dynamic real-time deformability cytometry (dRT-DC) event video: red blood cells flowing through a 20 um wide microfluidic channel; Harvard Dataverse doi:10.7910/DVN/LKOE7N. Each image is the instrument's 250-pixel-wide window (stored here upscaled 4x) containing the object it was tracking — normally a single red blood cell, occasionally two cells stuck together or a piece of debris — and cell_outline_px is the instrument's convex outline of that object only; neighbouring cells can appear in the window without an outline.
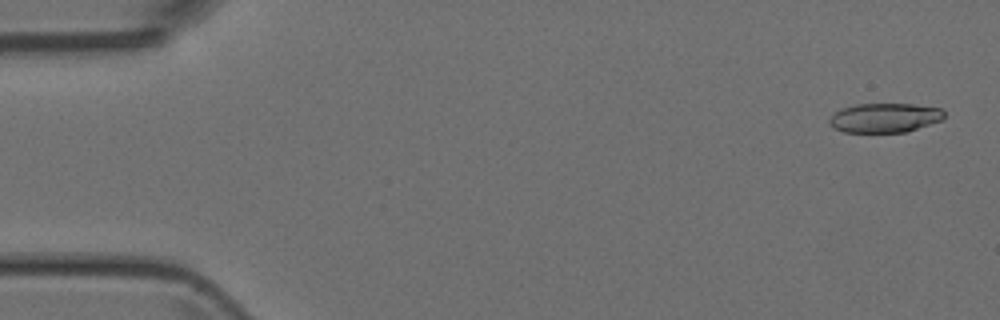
{"species": "Egyptian fruit bat (a non-hibernating species)", "species_latin": "Rousettus aegyptiacus", "temperature_condition": "room temperature", "stored_images_in_passage": 5, "camera_frame_rate_fps": 3000, "um_per_image_px": 0.085, "animal": {"sex": "female"}, "frame": {"image": 1, "passage_image": 1, "time_ms": 0.0, "image_size_px": [1000, 320], "cell_outline_px": [[944, 116], [940, 120], [904, 132], [844, 132], [832, 128], [828, 124], [828, 120], [836, 112], [844, 108], [856, 104], [912, 104], [940, 108], [944, 112]], "centroid_in_image_um": [75.15, 10.01], "position_along_channel_um": 9.9, "area_um2": 19.36}}
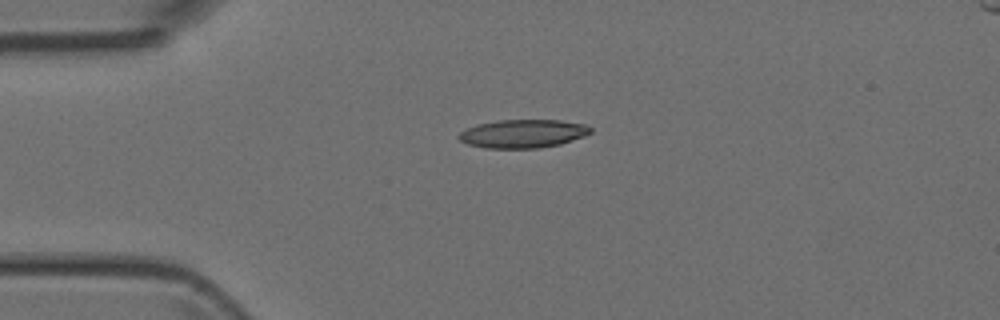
{"frame": {"image": 2, "passage_image": 4, "time_ms": 3.333, "image_size_px": [1000, 320], "cell_outline_px": [[592, 132], [584, 136], [560, 144], [540, 148], [484, 148], [468, 144], [460, 140], [456, 136], [460, 132], [476, 124], [500, 120], [560, 120], [584, 124], [592, 128]], "centroid_in_image_um": [44.44, 11.36], "position_along_channel_um": 40.6, "area_um2": 21.79}}